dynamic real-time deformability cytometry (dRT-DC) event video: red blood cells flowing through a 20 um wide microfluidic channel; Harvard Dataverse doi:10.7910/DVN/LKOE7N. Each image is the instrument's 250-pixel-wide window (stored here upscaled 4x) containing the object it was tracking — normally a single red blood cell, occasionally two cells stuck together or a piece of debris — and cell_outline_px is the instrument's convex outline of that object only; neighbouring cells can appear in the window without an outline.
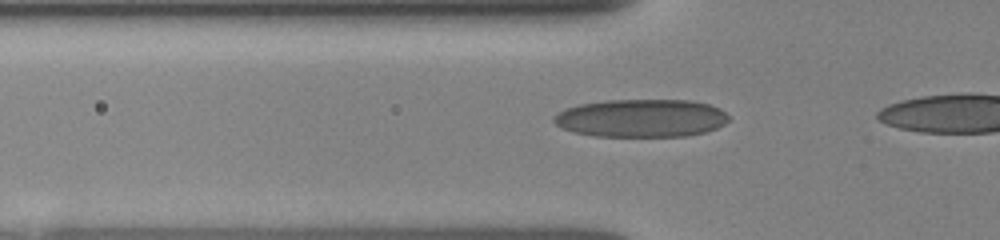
{"species": "human", "species_latin": "Homo sapiens", "temperature_condition": "room temperature", "stored_images_in_passage": 46, "camera_frame_rate_fps": 3000, "um_per_image_px": 0.085, "donor": {"sex": "female"}, "frame": {"image": 1, "passage_image": 20, "time_ms": 3.667, "image_size_px": [1000, 240], "cell_outline_px": [[728, 120], [724, 124], [716, 128], [704, 132], [684, 136], [596, 136], [572, 132], [560, 128], [552, 120], [564, 108], [580, 104], [608, 100], [692, 100], [708, 104], [720, 108], [728, 116]], "centroid_in_image_um": [54.49, 10.04], "position_along_channel_um": 71.3, "area_um2": 38.67}}
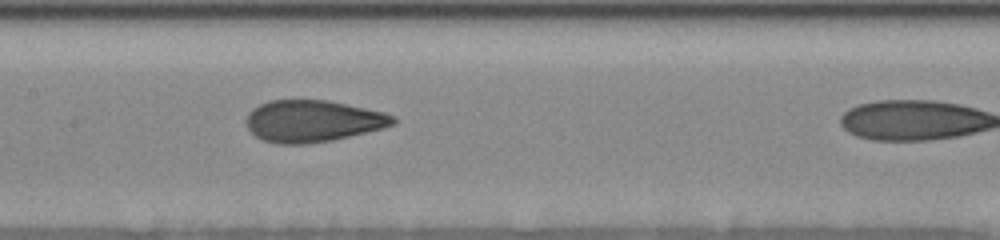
{"frame": {"image": 2, "passage_image": 28, "time_ms": 6.333, "image_size_px": [1000, 240], "cell_outline_px": [[396, 124], [384, 128], [332, 140], [304, 144], [280, 144], [264, 140], [256, 136], [248, 128], [248, 112], [252, 108], [268, 100], [328, 100], [384, 112], [396, 116]], "centroid_in_image_um": [26.62, 10.28], "position_along_channel_um": 180.8, "area_um2": 35.66}}
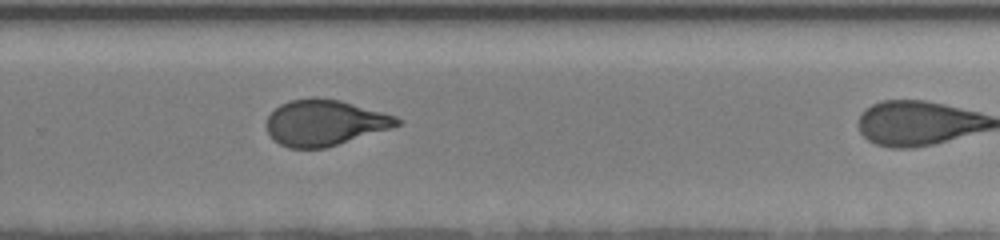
{"frame": {"image": 3, "passage_image": 45, "time_ms": 9.333, "image_size_px": [1000, 240], "cell_outline_px": [[404, 124], [392, 128], [324, 148], [288, 148], [280, 144], [268, 132], [264, 124], [268, 116], [280, 104], [292, 100], [316, 96], [340, 100], [396, 116], [404, 120]], "centroid_in_image_um": [27.62, 10.42], "position_along_channel_um": 302.2, "area_um2": 34.97}}